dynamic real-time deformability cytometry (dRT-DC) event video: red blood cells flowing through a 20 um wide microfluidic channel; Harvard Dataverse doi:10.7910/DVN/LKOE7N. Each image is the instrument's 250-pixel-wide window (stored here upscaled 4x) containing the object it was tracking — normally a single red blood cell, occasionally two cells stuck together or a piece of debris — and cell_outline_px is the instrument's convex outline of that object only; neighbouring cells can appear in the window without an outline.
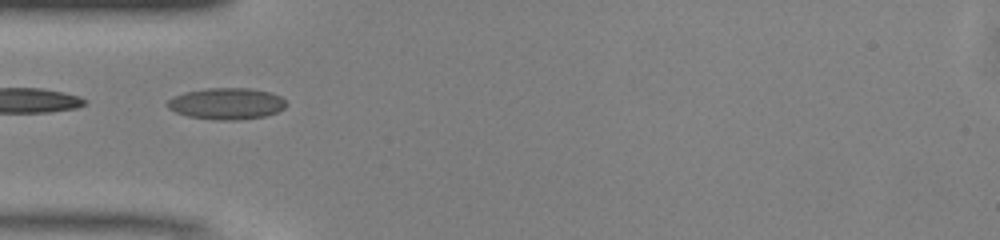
{"species": "common noctule bat (a hibernating species)", "species_latin": "Nyctalus noctula", "temperature_condition": "warm", "stored_images_in_passage": 6, "camera_frame_rate_fps": 3000, "um_per_image_px": 0.085, "animal": {"sex": "male", "body_mass_g": 13.0, "forearm_length_mm": 53.1}, "frame": {"image": 1, "passage_image": 1, "time_ms": 0.0, "image_size_px": [1000, 240], "cell_outline_px": [[288, 104], [284, 108], [276, 112], [264, 116], [240, 120], [212, 120], [188, 116], [176, 112], [168, 108], [164, 104], [172, 96], [184, 92], [204, 88], [252, 88], [272, 92], [280, 96]], "centroid_in_image_um": [19.24, 8.8], "position_along_channel_um": 65.8, "area_um2": 22.14}}
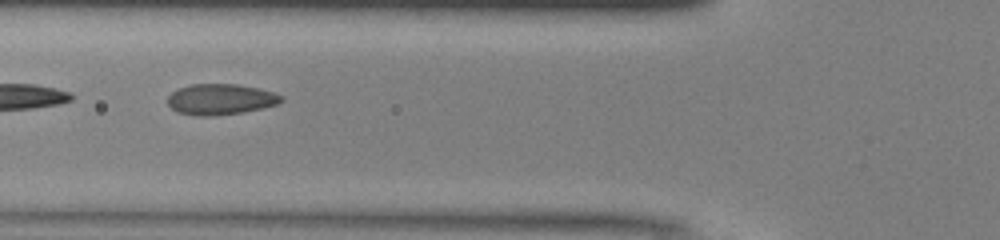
{"frame": {"image": 2, "passage_image": 4, "time_ms": 1.0, "image_size_px": [1000, 240], "cell_outline_px": [[284, 100], [276, 104], [260, 108], [240, 112], [212, 116], [200, 116], [176, 112], [168, 104], [168, 96], [172, 92], [180, 88], [192, 84], [236, 84], [256, 88], [272, 92], [284, 96]], "centroid_in_image_um": [18.72, 8.44], "position_along_channel_um": 107.1, "area_um2": 20.11}}